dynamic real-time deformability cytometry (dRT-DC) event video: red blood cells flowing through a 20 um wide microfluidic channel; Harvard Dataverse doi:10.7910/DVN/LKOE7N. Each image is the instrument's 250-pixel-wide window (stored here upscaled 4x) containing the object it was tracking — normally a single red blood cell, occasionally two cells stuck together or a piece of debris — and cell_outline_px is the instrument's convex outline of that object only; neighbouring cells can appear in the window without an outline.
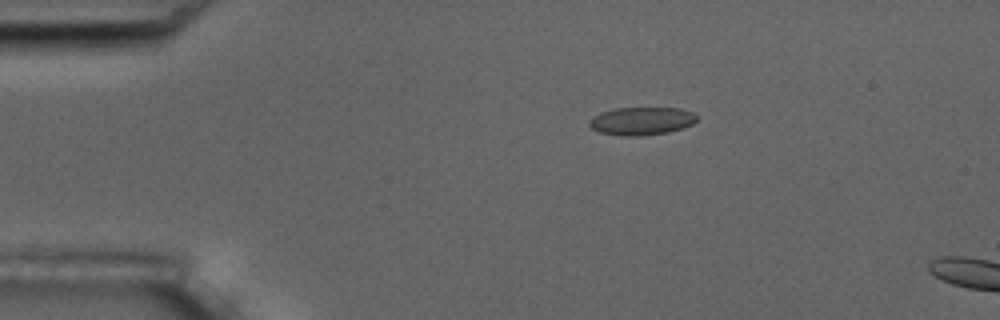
{"species": "common noctule bat (a hibernating species)", "species_latin": "Nyctalus noctula", "temperature_condition": "room temperature", "stored_images_in_passage": 5, "camera_frame_rate_fps": 3000, "um_per_image_px": 0.085, "animal": {"sex": "male", "body_mass_g": 17.5, "forearm_length_mm": 52.3}, "frame": {"image": 1, "passage_image": 3, "time_ms": 2.333, "image_size_px": [1000, 320], "cell_outline_px": [[696, 120], [692, 124], [668, 132], [636, 136], [620, 136], [600, 132], [592, 128], [588, 124], [588, 120], [592, 116], [600, 112], [616, 108], [680, 108], [692, 112], [696, 116]], "centroid_in_image_um": [54.47, 10.28], "position_along_channel_um": 30.5, "area_um2": 17.46}}